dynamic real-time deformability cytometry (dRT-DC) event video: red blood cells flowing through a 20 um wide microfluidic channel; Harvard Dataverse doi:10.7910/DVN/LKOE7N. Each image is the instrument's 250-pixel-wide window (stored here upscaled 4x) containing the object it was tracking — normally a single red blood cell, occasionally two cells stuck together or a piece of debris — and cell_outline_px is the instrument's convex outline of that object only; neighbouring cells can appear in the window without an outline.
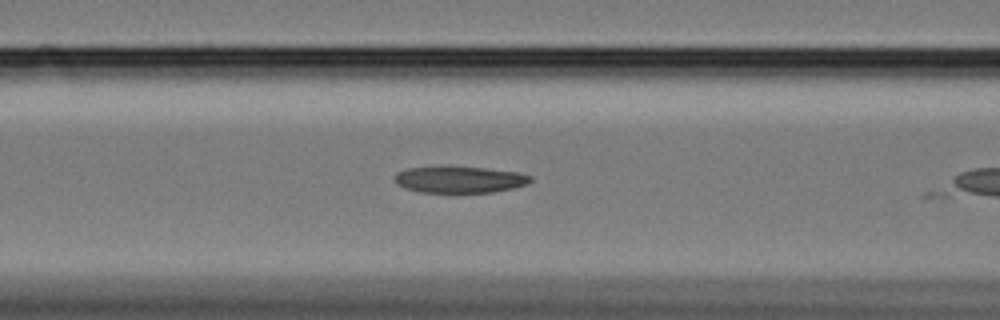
{"species": "Egyptian fruit bat (a non-hibernating species)", "species_latin": "Rousettus aegyptiacus", "temperature_condition": "cold", "stored_images_in_passage": 6, "camera_frame_rate_fps": 3000, "um_per_image_px": 0.085, "animal": {"sex": "female"}, "frame": {"image": 1, "passage_image": 4, "time_ms": 1.0, "image_size_px": [1000, 320], "cell_outline_px": [[532, 180], [528, 184], [512, 188], [492, 192], [420, 192], [404, 188], [396, 184], [396, 172], [408, 168], [484, 168], [516, 172], [532, 176]], "centroid_in_image_um": [39.08, 15.28], "position_along_channel_um": 127.5, "area_um2": 20.4}}